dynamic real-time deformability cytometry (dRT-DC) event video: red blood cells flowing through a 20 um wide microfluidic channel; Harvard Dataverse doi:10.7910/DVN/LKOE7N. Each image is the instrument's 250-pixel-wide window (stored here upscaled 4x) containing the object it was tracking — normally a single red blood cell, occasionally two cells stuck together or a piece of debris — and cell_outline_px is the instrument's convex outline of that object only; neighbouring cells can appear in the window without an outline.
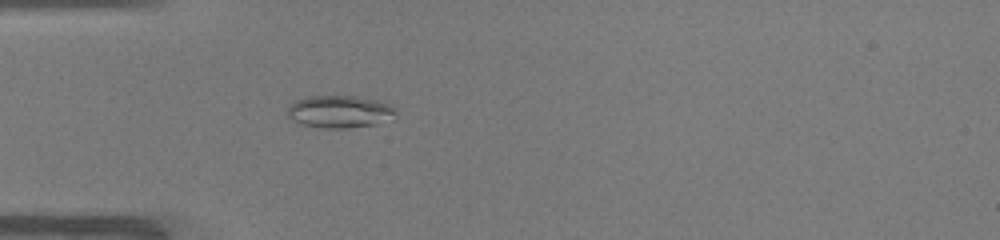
{"species": "common noctule bat (a hibernating species)", "species_latin": "Nyctalus noctula", "temperature_condition": "warm", "stored_images_in_passage": 42, "camera_frame_rate_fps": 3000, "um_per_image_px": 0.085, "animal": {"sex": "male", "body_mass_g": 19.0, "forearm_length_mm": 50.8}, "frame": {"image": 1, "passage_image": 7, "time_ms": 2.0, "image_size_px": [1000, 240], "cell_outline_px": [[396, 120], [376, 124], [344, 128], [324, 128], [304, 124], [292, 120], [288, 116], [288, 108], [296, 100], [308, 96], [356, 96], [376, 100], [388, 104], [396, 112]], "centroid_in_image_um": [28.92, 9.49], "position_along_channel_um": 56.1, "area_um2": 20.4}}
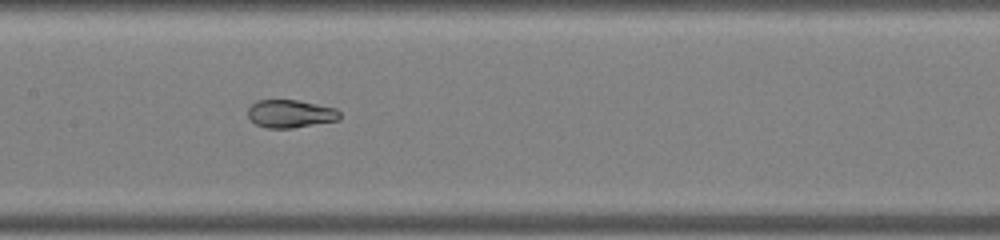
{"frame": {"image": 2, "passage_image": 17, "time_ms": 5.333, "image_size_px": [1000, 240], "cell_outline_px": [[340, 120], [292, 128], [268, 128], [256, 124], [248, 116], [248, 108], [256, 100], [296, 100], [336, 108], [340, 112]], "centroid_in_image_um": [24.69, 9.67], "position_along_channel_um": 182.7, "area_um2": 14.91}}
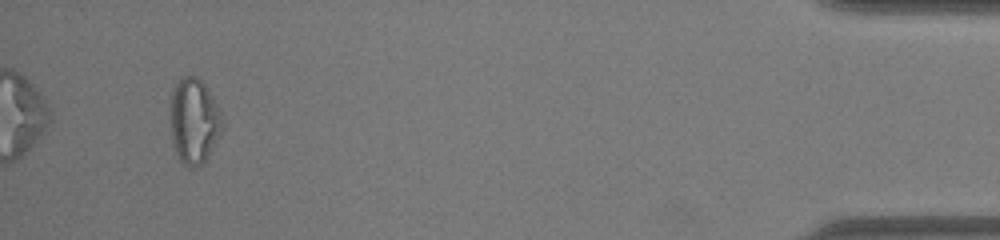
{"frame": {"image": 3, "passage_image": 40, "time_ms": 13.0, "image_size_px": [1000, 240], "cell_outline_px": [[224, 120], [208, 156], [200, 164], [192, 168], [184, 164], [180, 160], [176, 152], [172, 140], [172, 88], [180, 76], [196, 76], [204, 84], [220, 112]], "centroid_in_image_um": [16.47, 10.25], "position_along_channel_um": 418.7, "area_um2": 24.97}}